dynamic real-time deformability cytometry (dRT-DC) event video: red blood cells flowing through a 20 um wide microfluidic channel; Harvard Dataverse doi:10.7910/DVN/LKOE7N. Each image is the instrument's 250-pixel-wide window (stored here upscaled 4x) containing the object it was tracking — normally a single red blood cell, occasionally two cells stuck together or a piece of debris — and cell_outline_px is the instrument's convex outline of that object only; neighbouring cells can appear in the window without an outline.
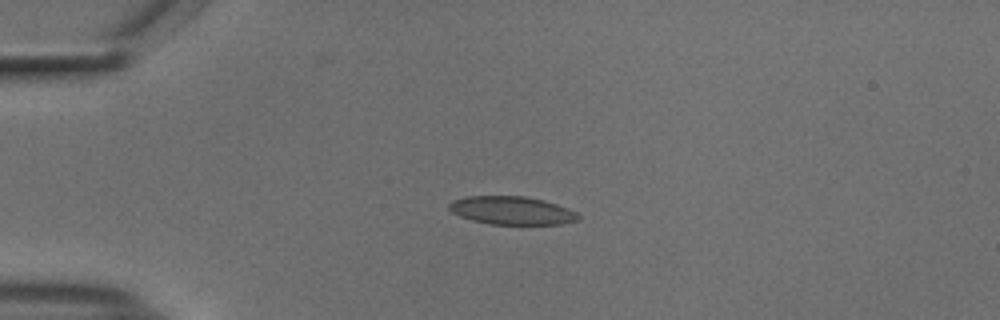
{"species": "common noctule bat (a hibernating species)", "species_latin": "Nyctalus noctula", "temperature_condition": "cold", "stored_images_in_passage": 43, "camera_frame_rate_fps": 3000, "um_per_image_px": 0.085, "animal": {"sex": "male", "body_mass_g": 18.8}, "frame": {"image": 1, "passage_image": 1, "time_ms": 0.0, "image_size_px": [1000, 320], "cell_outline_px": [[580, 220], [560, 224], [492, 224], [472, 220], [460, 216], [452, 212], [448, 208], [448, 204], [452, 200], [468, 196], [524, 196], [544, 200], [556, 204], [576, 212], [580, 216]], "centroid_in_image_um": [43.49, 17.89], "position_along_channel_um": 41.5, "area_um2": 21.15}}
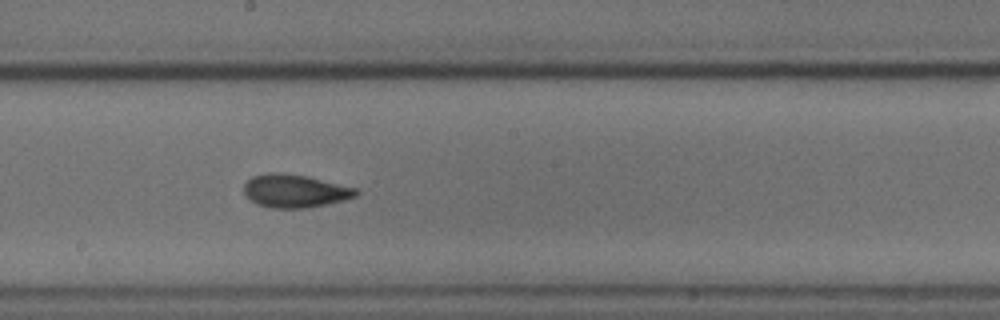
{"frame": {"image": 2, "passage_image": 18, "time_ms": 5.667, "image_size_px": [1000, 320], "cell_outline_px": [[360, 192], [356, 196], [344, 200], [308, 208], [272, 208], [256, 204], [244, 192], [244, 184], [252, 176], [268, 172], [280, 172], [304, 176], [356, 188]], "centroid_in_image_um": [25.05, 16.23], "position_along_channel_um": 223.2, "area_um2": 21.44}}
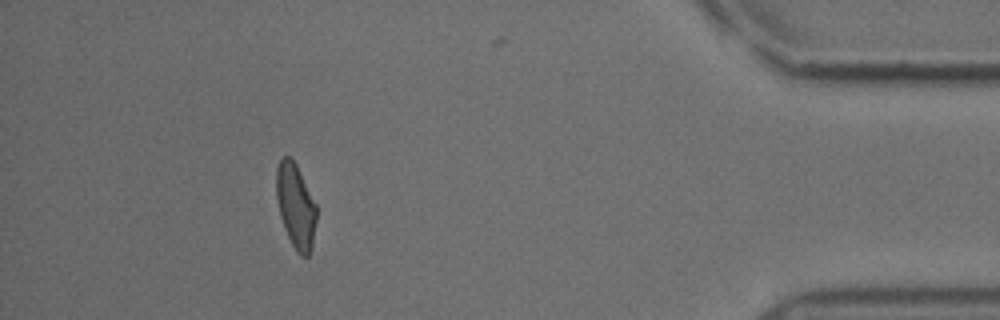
{"frame": {"image": 3, "passage_image": 37, "time_ms": 12.0, "image_size_px": [1000, 320], "cell_outline_px": [[316, 220], [312, 248], [308, 256], [300, 256], [296, 252], [284, 228], [280, 216], [276, 196], [276, 168], [280, 160], [284, 156], [292, 156], [316, 204]], "centroid_in_image_um": [25.13, 17.5], "position_along_channel_um": 410.1, "area_um2": 19.83}, "authors_computed_cell_mechanics": {"area_um2": 20.5768, "velocity_mm_per_s": 3.7291, "shape_relaxation_time_tau1_ms": 7.3621, "shape_relaxation_time_tau2_ms": 5.8706, "deformation_change_tau1": 0.1633, "deformation_change_tau2": 0.0916}}